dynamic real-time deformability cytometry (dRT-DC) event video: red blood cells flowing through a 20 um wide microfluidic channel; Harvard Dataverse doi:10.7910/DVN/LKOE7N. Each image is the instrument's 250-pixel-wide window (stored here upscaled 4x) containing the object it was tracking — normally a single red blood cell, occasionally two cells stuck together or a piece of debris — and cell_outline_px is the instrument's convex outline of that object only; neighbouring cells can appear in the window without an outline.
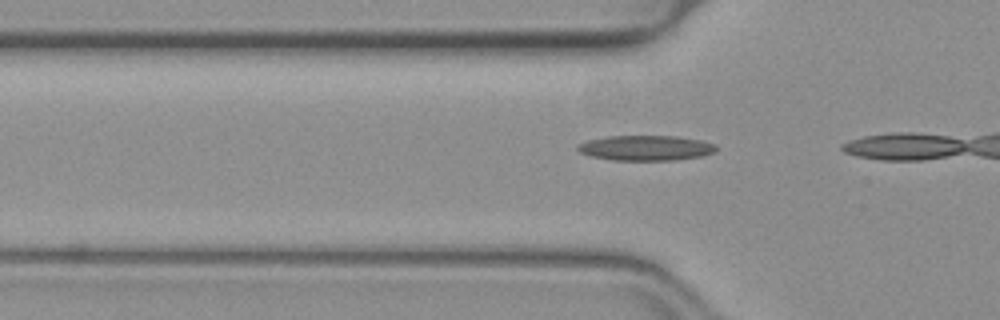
{"species": "common noctule bat (a hibernating species)", "species_latin": "Nyctalus noctula", "temperature_condition": "warm", "stored_images_in_passage": 4, "camera_frame_rate_fps": 3000, "um_per_image_px": 0.085, "animal": {"sex": "female", "body_mass_g": 19.3, "forearm_length_mm": 54.1}, "frame": {"image": 1, "passage_image": 3, "time_ms": 0.667, "image_size_px": [1000, 320], "cell_outline_px": [[716, 148], [712, 152], [700, 156], [676, 160], [612, 160], [592, 156], [580, 152], [576, 148], [580, 144], [588, 140], [608, 136], [676, 136], [700, 140], [716, 144]], "centroid_in_image_um": [54.89, 12.57], "position_along_channel_um": 70.9, "area_um2": 20.06}}